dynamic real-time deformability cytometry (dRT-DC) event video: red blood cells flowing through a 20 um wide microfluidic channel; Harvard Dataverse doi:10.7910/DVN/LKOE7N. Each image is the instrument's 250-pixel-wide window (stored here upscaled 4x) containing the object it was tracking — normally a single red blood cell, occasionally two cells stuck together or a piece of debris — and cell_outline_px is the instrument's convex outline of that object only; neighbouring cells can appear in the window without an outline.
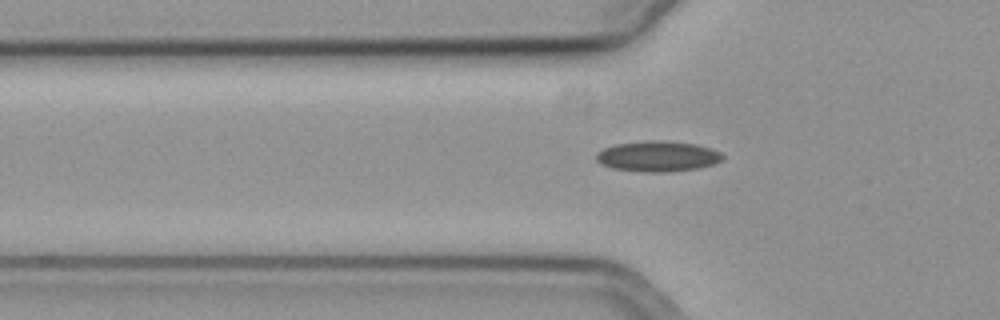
{"species": "common noctule bat (a hibernating species)", "species_latin": "Nyctalus noctula", "temperature_condition": "cold", "stored_images_in_passage": 53, "camera_frame_rate_fps": 3000, "um_per_image_px": 0.085, "animal": {"sex": "female", "body_mass_g": 19.3, "forearm_length_mm": 54.1}, "frame": {"image": 1, "passage_image": 17, "time_ms": 5.333, "image_size_px": [1000, 320], "cell_outline_px": [[724, 160], [712, 164], [696, 168], [664, 172], [644, 172], [612, 168], [600, 164], [596, 160], [596, 152], [604, 148], [616, 144], [648, 140], [652, 140], [696, 144], [712, 148], [720, 152], [724, 156]], "centroid_in_image_um": [55.89, 13.28], "position_along_channel_um": 69.9, "area_um2": 22.43}}
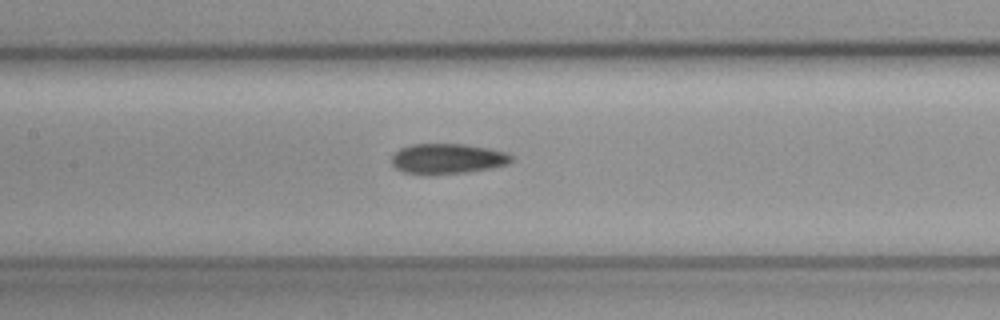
{"frame": {"image": 2, "passage_image": 25, "time_ms": 8.0, "image_size_px": [1000, 320], "cell_outline_px": [[512, 160], [508, 164], [492, 168], [468, 172], [428, 176], [404, 172], [396, 168], [392, 164], [392, 156], [400, 148], [412, 144], [464, 144], [488, 148], [504, 152], [512, 156]], "centroid_in_image_um": [38.01, 13.51], "position_along_channel_um": 169.4, "area_um2": 21.33}}
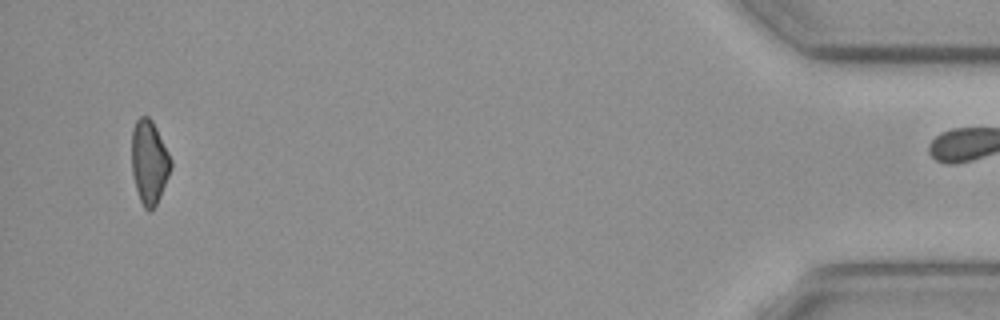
{"frame": {"image": 3, "passage_image": 52, "time_ms": 17.0, "image_size_px": [1000, 320], "cell_outline_px": [[172, 164], [168, 176], [160, 196], [152, 212], [148, 212], [144, 208], [140, 200], [136, 188], [132, 172], [132, 132], [136, 120], [140, 116], [148, 116], [152, 120], [172, 160]], "centroid_in_image_um": [12.68, 13.79], "position_along_channel_um": 422.5, "area_um2": 18.96}}